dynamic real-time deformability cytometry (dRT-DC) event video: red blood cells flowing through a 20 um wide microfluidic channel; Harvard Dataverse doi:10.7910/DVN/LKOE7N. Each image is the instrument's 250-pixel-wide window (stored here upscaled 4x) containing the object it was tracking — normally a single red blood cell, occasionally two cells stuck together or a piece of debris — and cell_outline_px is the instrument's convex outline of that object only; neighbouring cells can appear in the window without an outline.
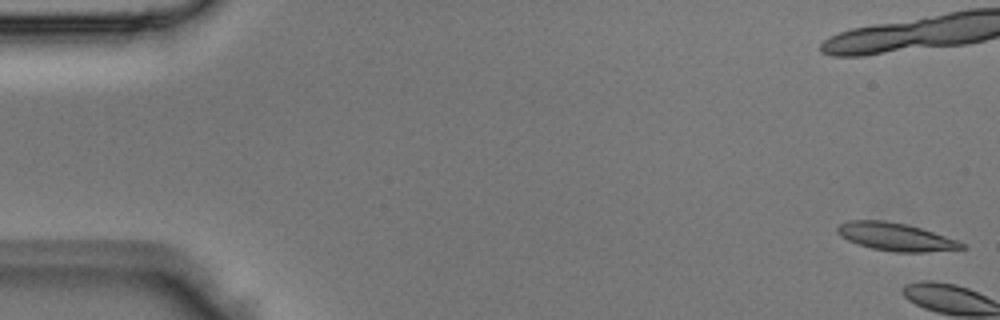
{"species": "Egyptian fruit bat (a non-hibernating species)", "species_latin": "Rousettus aegyptiacus", "temperature_condition": "room temperature", "stored_images_in_passage": 6, "camera_frame_rate_fps": 3000, "um_per_image_px": 0.085, "animal": {"sex": "male"}, "frame": {"image": 1, "passage_image": 1, "time_ms": 0.0, "image_size_px": [1000, 320], "cell_outline_px": [[968, 248], [928, 252], [892, 252], [872, 248], [848, 240], [840, 236], [836, 232], [836, 228], [840, 224], [848, 220], [884, 220], [904, 224], [920, 228], [956, 240], [964, 244]], "centroid_in_image_um": [76.1, 20.13], "position_along_channel_um": 8.9, "area_um2": 20.0}}